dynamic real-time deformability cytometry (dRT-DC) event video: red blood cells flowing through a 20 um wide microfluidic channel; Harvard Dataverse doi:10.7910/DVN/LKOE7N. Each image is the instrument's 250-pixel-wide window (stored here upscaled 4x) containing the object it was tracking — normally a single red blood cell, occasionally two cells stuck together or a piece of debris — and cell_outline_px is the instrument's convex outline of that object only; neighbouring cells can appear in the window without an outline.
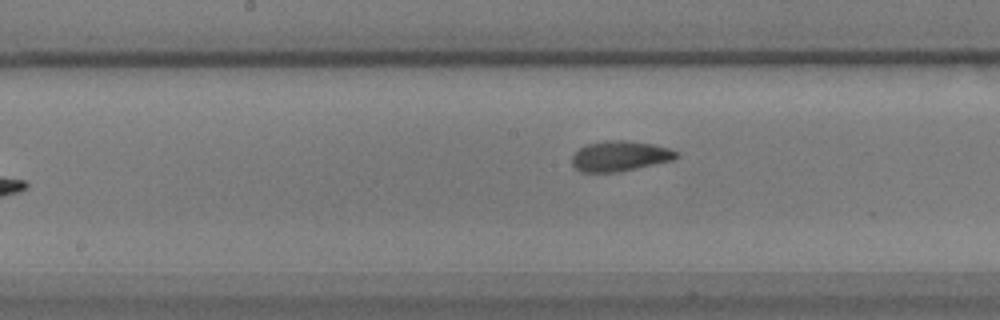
{"species": "common noctule bat (a hibernating species)", "species_latin": "Nyctalus noctula", "temperature_condition": "warm", "stored_images_in_passage": 24, "camera_frame_rate_fps": 3000, "um_per_image_px": 0.085, "animal": {"sex": "male", "body_mass_g": 17.9}, "frame": {"image": 1, "passage_image": 14, "time_ms": 4.333, "image_size_px": [1000, 320], "cell_outline_px": [[680, 156], [672, 160], [620, 172], [580, 172], [572, 164], [572, 156], [584, 144], [604, 140], [628, 140], [652, 144], [672, 148]], "centroid_in_image_um": [52.69, 13.26], "position_along_channel_um": 195.5, "area_um2": 18.61}}
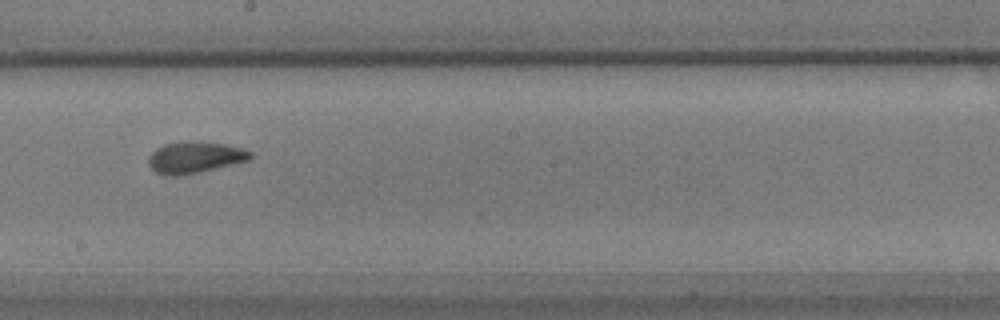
{"frame": {"image": 2, "passage_image": 17, "time_ms": 5.333, "image_size_px": [1000, 320], "cell_outline_px": [[252, 160], [200, 172], [176, 176], [164, 176], [156, 172], [148, 164], [148, 156], [156, 148], [164, 144], [188, 140], [200, 140], [228, 144], [244, 148], [252, 152]], "centroid_in_image_um": [16.6, 13.36], "position_along_channel_um": 231.6, "area_um2": 19.31}}
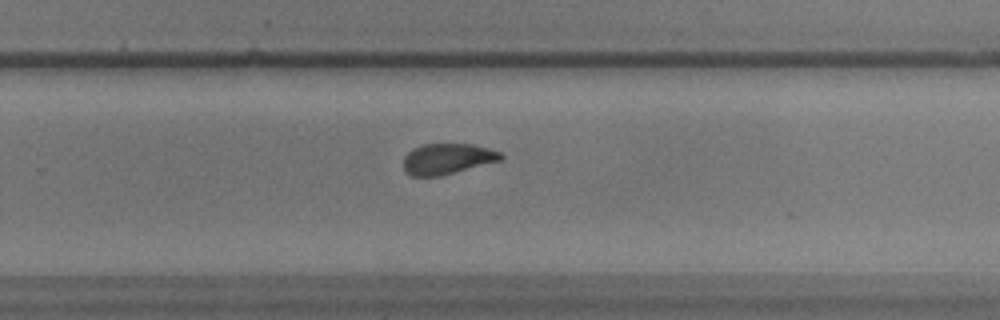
{"frame": {"image": 3, "passage_image": 22, "time_ms": 7.0, "image_size_px": [1000, 320], "cell_outline_px": [[504, 156], [500, 160], [440, 176], [412, 176], [404, 172], [404, 156], [412, 148], [424, 144], [472, 144], [488, 148], [500, 152]], "centroid_in_image_um": [37.99, 13.5], "position_along_channel_um": 291.8, "area_um2": 17.34}}